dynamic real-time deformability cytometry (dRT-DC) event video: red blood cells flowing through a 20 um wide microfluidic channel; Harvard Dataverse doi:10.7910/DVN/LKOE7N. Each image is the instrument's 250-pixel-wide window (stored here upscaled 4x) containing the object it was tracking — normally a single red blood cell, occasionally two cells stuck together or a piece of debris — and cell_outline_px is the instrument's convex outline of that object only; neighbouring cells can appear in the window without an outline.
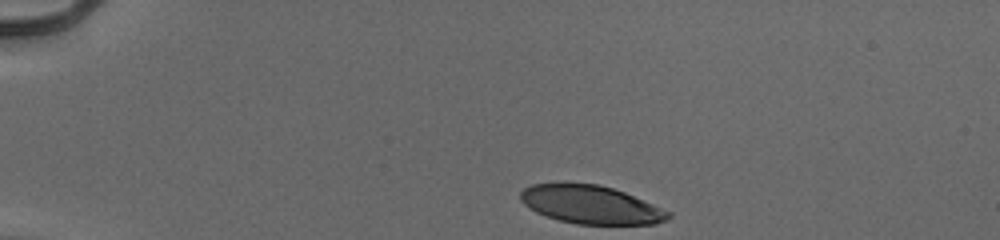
{"species": "human", "species_latin": "Homo sapiens", "temperature_condition": "cold", "stored_images_in_passage": 35, "camera_frame_rate_fps": 3000, "um_per_image_px": 0.085, "donor": {"sex": "male"}, "frame": {"image": 1, "passage_image": 1, "time_ms": 0.0, "image_size_px": [1000, 240], "cell_outline_px": [[672, 216], [656, 224], [576, 224], [560, 220], [536, 212], [524, 204], [520, 200], [520, 192], [524, 188], [532, 184], [564, 180], [600, 184], [624, 192], [672, 212]], "centroid_in_image_um": [50.17, 17.35], "position_along_channel_um": 34.8, "area_um2": 33.58}}
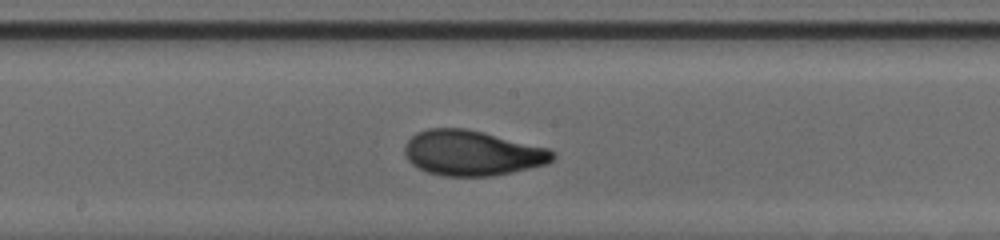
{"frame": {"image": 2, "passage_image": 20, "time_ms": 6.333, "image_size_px": [1000, 240], "cell_outline_px": [[556, 156], [548, 164], [512, 172], [492, 176], [444, 176], [428, 172], [412, 164], [408, 160], [404, 152], [404, 148], [408, 140], [416, 132], [428, 128], [468, 128], [548, 148], [556, 152]], "centroid_in_image_um": [40.15, 13.0], "position_along_channel_um": 208.1, "area_um2": 39.13}}
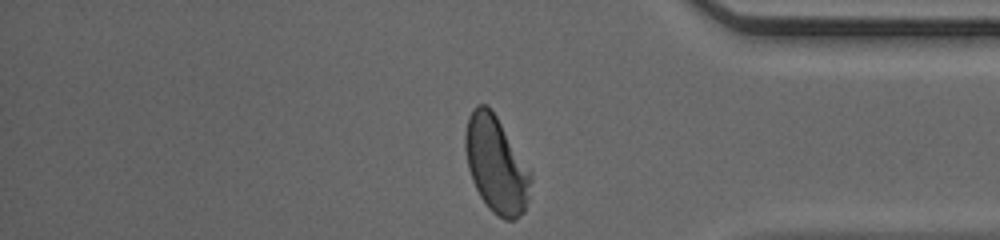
{"frame": {"image": 3, "passage_image": 35, "time_ms": 11.333, "image_size_px": [1000, 240], "cell_outline_px": [[532, 180], [528, 200], [524, 212], [516, 220], [504, 220], [492, 212], [488, 208], [480, 196], [472, 180], [468, 168], [464, 148], [464, 132], [468, 116], [472, 108], [476, 104], [484, 104], [492, 108], [532, 172]], "centroid_in_image_um": [42.17, 13.97], "position_along_channel_um": 393.0, "area_um2": 37.45}, "authors_computed_cell_mechanics": {"area_um2": 37.6856, "velocity_mm_per_s": 3.9508, "shape_relaxation_time_tau1_ms": 3.5571, "shape_relaxation_time_tau2_ms": 0.9064, "deformation_change_tau1": 0.1824, "deformation_change_tau2": 0.0607}}